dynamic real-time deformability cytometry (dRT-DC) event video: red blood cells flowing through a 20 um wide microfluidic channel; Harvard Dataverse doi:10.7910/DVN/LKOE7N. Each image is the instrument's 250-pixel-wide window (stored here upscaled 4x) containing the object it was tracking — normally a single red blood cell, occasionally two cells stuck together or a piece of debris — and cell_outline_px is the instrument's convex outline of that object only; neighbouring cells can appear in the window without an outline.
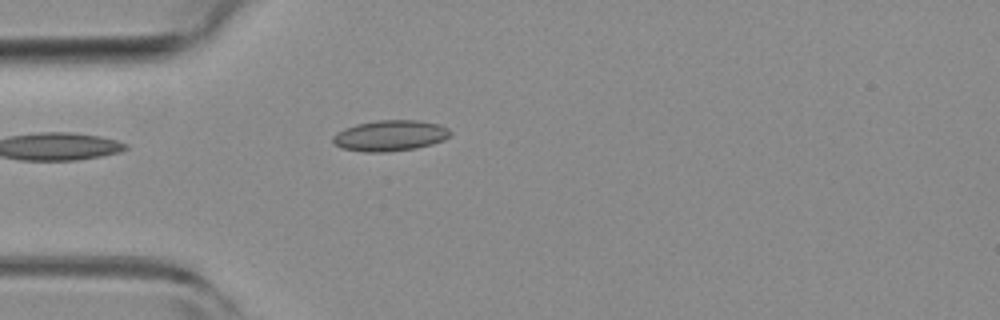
{"species": "common noctule bat (a hibernating species)", "species_latin": "Nyctalus noctula", "temperature_condition": "room temperature", "stored_images_in_passage": 4, "camera_frame_rate_fps": 3000, "um_per_image_px": 0.085, "animal": {"sex": "female", "body_mass_g": 19.3, "forearm_length_mm": 54.1}, "frame": {"image": 1, "passage_image": 4, "time_ms": 1.0, "image_size_px": [1000, 320], "cell_outline_px": [[452, 136], [444, 140], [432, 144], [416, 148], [388, 152], [364, 152], [340, 148], [332, 144], [332, 136], [336, 132], [344, 128], [356, 124], [376, 120], [420, 120], [440, 124], [448, 128], [452, 132]], "centroid_in_image_um": [33.15, 11.53], "position_along_channel_um": 51.8, "area_um2": 21.56}}